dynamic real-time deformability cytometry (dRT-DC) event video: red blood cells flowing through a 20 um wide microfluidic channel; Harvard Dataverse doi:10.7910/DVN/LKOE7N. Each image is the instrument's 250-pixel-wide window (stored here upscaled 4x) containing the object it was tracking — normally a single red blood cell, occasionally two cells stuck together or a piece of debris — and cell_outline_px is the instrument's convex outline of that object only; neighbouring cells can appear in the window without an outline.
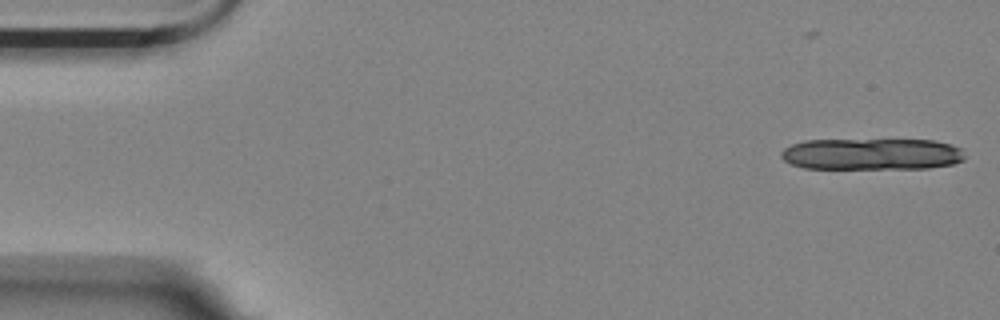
{"species": "Egyptian fruit bat (a non-hibernating species)", "species_latin": "Rousettus aegyptiacus", "temperature_condition": "room temperature", "stored_images_in_passage": 4, "camera_frame_rate_fps": 3000, "um_per_image_px": 0.085, "animal": {"sex": "female"}, "frame": {"image": 1, "passage_image": 4, "time_ms": 1.0, "image_size_px": [1000, 320], "cell_outline_px": [[964, 160], [952, 164], [928, 168], [804, 168], [792, 164], [784, 160], [780, 156], [780, 152], [784, 148], [792, 144], [804, 140], [936, 140], [952, 144], [960, 148], [964, 156]], "centroid_in_image_um": [74.09, 13.09], "position_along_channel_um": 10.9, "area_um2": 33.81}}